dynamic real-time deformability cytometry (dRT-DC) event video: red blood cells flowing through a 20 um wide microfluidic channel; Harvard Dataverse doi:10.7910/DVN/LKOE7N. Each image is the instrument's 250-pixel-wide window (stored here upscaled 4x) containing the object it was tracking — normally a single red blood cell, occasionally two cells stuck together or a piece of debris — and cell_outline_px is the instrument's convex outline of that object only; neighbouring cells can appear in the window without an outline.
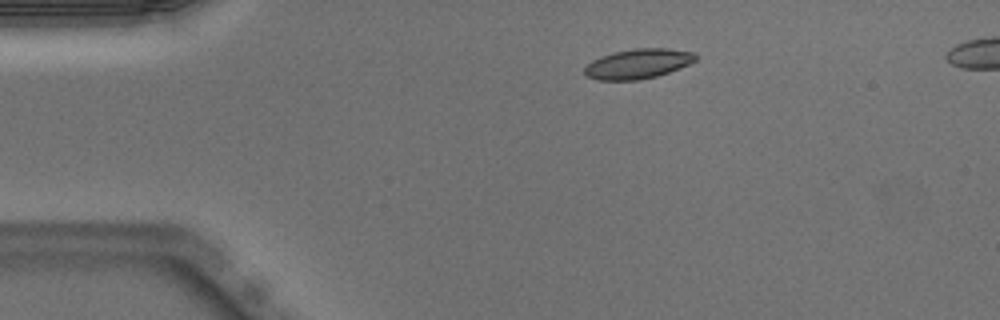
{"species": "Egyptian fruit bat (a non-hibernating species)", "species_latin": "Rousettus aegyptiacus", "temperature_condition": "warm", "stored_images_in_passage": 3, "camera_frame_rate_fps": 3000, "um_per_image_px": 0.085, "animal": {"sex": "male"}, "frame": {"image": 1, "passage_image": 1, "time_ms": 0.0, "image_size_px": [1000, 320], "cell_outline_px": [[696, 60], [688, 64], [668, 72], [656, 76], [636, 80], [600, 80], [588, 76], [584, 72], [584, 68], [592, 60], [600, 56], [612, 52], [636, 48], [668, 48], [696, 52]], "centroid_in_image_um": [54.23, 5.4], "position_along_channel_um": 30.8, "area_um2": 19.19}}